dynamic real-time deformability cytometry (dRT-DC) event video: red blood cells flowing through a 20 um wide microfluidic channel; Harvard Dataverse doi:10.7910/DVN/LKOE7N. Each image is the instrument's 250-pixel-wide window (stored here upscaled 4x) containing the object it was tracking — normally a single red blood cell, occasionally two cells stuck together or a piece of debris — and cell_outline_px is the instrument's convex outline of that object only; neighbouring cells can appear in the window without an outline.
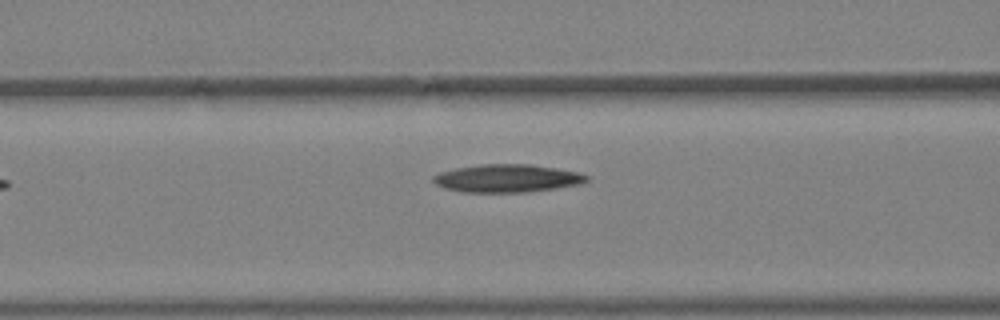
{"species": "Egyptian fruit bat (a non-hibernating species)", "species_latin": "Rousettus aegyptiacus", "temperature_condition": "warm", "stored_images_in_passage": 5, "camera_frame_rate_fps": 3000, "um_per_image_px": 0.085, "animal": {"sex": "female"}, "frame": {"image": 1, "passage_image": 4, "time_ms": 1.0, "image_size_px": [1000, 320], "cell_outline_px": [[588, 180], [580, 184], [524, 192], [464, 192], [444, 188], [436, 184], [432, 180], [432, 176], [440, 172], [456, 168], [480, 164], [532, 164], [580, 172], [588, 176]], "centroid_in_image_um": [43.08, 15.15], "position_along_channel_um": 123.5, "area_um2": 24.85}}